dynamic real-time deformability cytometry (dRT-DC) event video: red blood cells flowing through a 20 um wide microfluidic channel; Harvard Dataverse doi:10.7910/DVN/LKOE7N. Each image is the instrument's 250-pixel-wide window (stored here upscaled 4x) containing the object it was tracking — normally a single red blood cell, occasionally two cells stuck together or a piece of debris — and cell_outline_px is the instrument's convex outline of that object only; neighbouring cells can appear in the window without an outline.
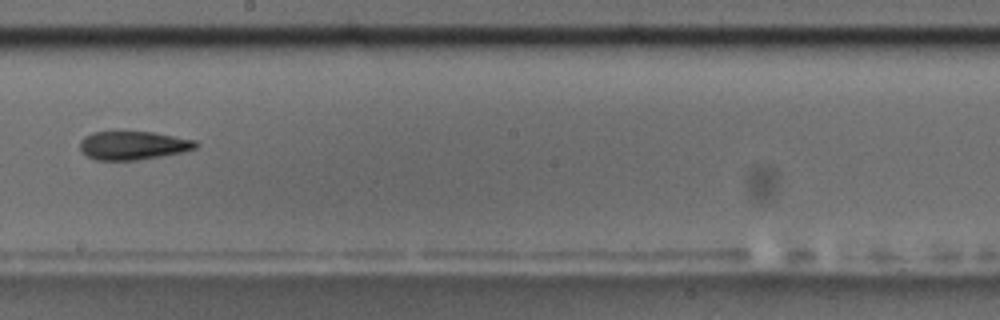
{"species": "common noctule bat (a hibernating species)", "species_latin": "Nyctalus noctula", "temperature_condition": "room temperature", "stored_images_in_passage": 15, "camera_frame_rate_fps": 3000, "um_per_image_px": 0.085, "animal": {"sex": "male", "body_mass_g": 17.5, "forearm_length_mm": 52.3}, "frame": {"image": 1, "passage_image": 9, "time_ms": 10.0, "image_size_px": [1000, 320], "cell_outline_px": [[200, 144], [196, 148], [184, 152], [136, 160], [96, 160], [88, 156], [80, 148], [80, 140], [84, 136], [92, 132], [152, 132], [196, 140]], "centroid_in_image_um": [11.34, 12.36], "position_along_channel_um": 236.9, "area_um2": 19.19}, "authors_computed_cell_mechanics": {"area_um2": 19.1318, "velocity_mm_per_s": 3.6641, "shape_relaxation_time_tau1_ms": 8.9206, "shape_relaxation_time_tau2_ms": null, "deformation_change_tau1": 0.2438, "deformation_change_tau2": null}}